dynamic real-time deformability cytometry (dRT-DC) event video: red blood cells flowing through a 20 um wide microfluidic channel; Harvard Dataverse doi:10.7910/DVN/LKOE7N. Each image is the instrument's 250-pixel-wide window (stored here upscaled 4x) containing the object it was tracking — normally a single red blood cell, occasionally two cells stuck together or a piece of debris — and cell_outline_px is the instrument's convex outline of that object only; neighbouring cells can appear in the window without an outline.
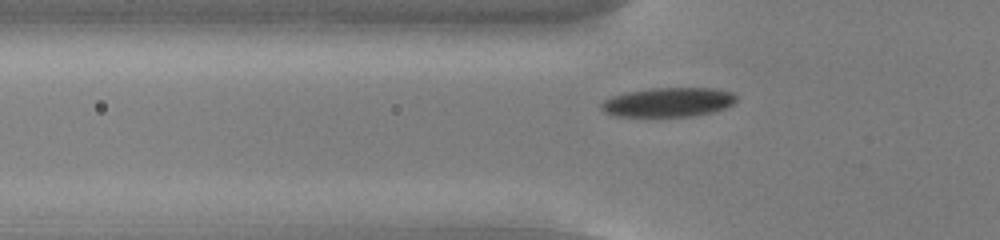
{"species": "common noctule bat (a hibernating species)", "species_latin": "Nyctalus noctula", "temperature_condition": "cold", "stored_images_in_passage": 39, "camera_frame_rate_fps": 3000, "um_per_image_px": 0.085, "animal": {"sex": "male", "body_mass_g": 13.0, "forearm_length_mm": 53.1}, "frame": {"image": 1, "passage_image": 8, "time_ms": 2.333, "image_size_px": [1000, 240], "cell_outline_px": [[736, 100], [732, 104], [724, 108], [712, 112], [692, 116], [612, 116], [604, 112], [600, 108], [600, 104], [604, 100], [612, 96], [628, 92], [652, 88], [716, 88], [732, 92], [736, 96]], "centroid_in_image_um": [56.79, 8.69], "position_along_channel_um": 69.0, "area_um2": 23.0}}
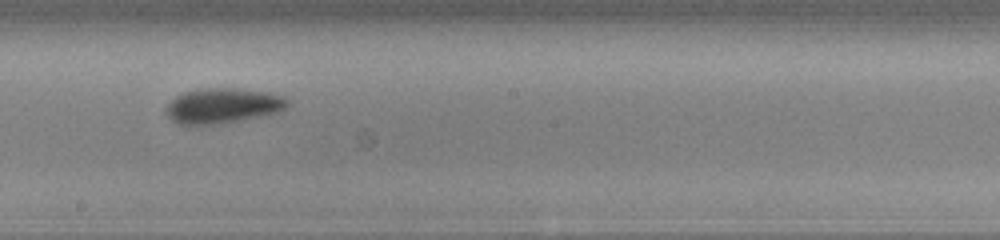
{"frame": {"image": 2, "passage_image": 21, "time_ms": 6.667, "image_size_px": [1000, 240], "cell_outline_px": [[288, 104], [280, 112], [240, 120], [216, 124], [180, 124], [172, 120], [164, 112], [168, 104], [176, 96], [184, 92], [200, 88], [236, 88], [268, 92], [284, 96], [288, 100]], "centroid_in_image_um": [18.94, 8.97], "position_along_channel_um": 229.3, "area_um2": 24.8}}
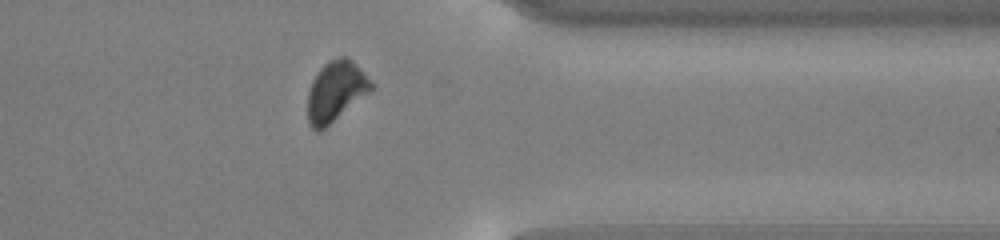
{"frame": {"image": 3, "passage_image": 34, "time_ms": 11.0, "image_size_px": [1000, 240], "cell_outline_px": [[372, 88], [368, 92], [320, 132], [316, 132], [308, 124], [308, 92], [312, 80], [320, 68], [328, 60], [340, 56], [348, 56], [352, 60], [372, 84]], "centroid_in_image_um": [28.47, 7.76], "position_along_channel_um": 382.9, "area_um2": 21.85}}